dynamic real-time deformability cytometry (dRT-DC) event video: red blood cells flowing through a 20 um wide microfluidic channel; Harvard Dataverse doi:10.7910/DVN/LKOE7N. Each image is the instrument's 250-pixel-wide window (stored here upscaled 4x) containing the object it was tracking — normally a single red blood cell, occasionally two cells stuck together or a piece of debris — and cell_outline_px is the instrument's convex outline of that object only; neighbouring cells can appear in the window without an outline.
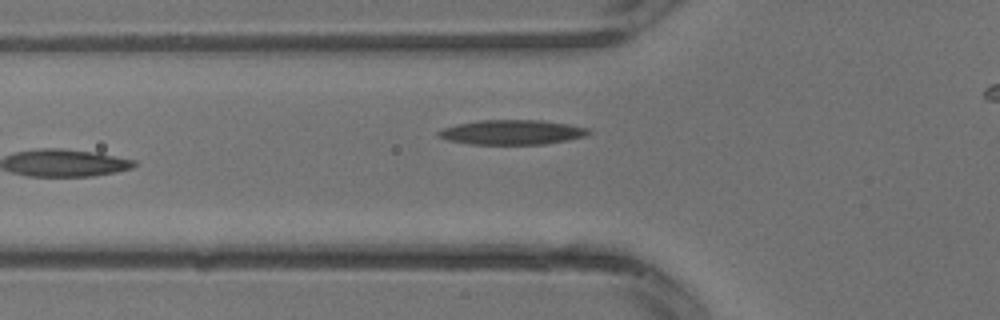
{"species": "common noctule bat (a hibernating species)", "species_latin": "Nyctalus noctula", "temperature_condition": "warm", "stored_images_in_passage": 12, "camera_frame_rate_fps": 3000, "um_per_image_px": 0.085, "animal": {"sex": "male", "body_mass_g": 13.3}, "frame": {"image": 1, "passage_image": 12, "time_ms": 3.667, "image_size_px": [1000, 320], "cell_outline_px": [[592, 132], [588, 136], [568, 140], [544, 144], [468, 144], [448, 140], [436, 136], [436, 132], [444, 128], [456, 124], [480, 120], [540, 120], [568, 124], [588, 128]], "centroid_in_image_um": [43.53, 11.24], "position_along_channel_um": 82.3, "area_um2": 21.73}}